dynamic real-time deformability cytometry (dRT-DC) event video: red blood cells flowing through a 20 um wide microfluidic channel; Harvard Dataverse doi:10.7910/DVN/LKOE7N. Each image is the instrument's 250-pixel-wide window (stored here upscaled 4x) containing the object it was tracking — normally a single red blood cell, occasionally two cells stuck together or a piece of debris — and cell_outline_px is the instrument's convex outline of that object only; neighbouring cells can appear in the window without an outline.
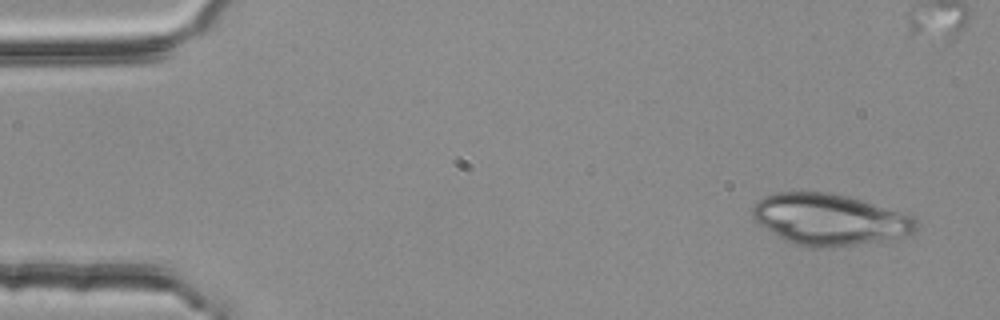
{"species": "common noctule bat (a hibernating species)", "species_latin": "Nyctalus noctula", "temperature_condition": "room temperature", "stored_images_in_passage": 5, "camera_frame_rate_fps": 3000, "um_per_image_px": 0.085, "animal": {"sex": "female", "body_mass_g": 25.1}, "frame": {"image": 1, "passage_image": 1, "time_ms": 0.0, "image_size_px": [1000, 320], "cell_outline_px": [[920, 224], [912, 232], [904, 236], [892, 240], [832, 248], [812, 248], [796, 244], [780, 236], [760, 224], [752, 216], [752, 208], [756, 200], [764, 196], [776, 192], [828, 192], [848, 196], [912, 212], [916, 216]], "centroid_in_image_um": [70.64, 18.64], "position_along_channel_um": 14.4, "area_um2": 49.88}}